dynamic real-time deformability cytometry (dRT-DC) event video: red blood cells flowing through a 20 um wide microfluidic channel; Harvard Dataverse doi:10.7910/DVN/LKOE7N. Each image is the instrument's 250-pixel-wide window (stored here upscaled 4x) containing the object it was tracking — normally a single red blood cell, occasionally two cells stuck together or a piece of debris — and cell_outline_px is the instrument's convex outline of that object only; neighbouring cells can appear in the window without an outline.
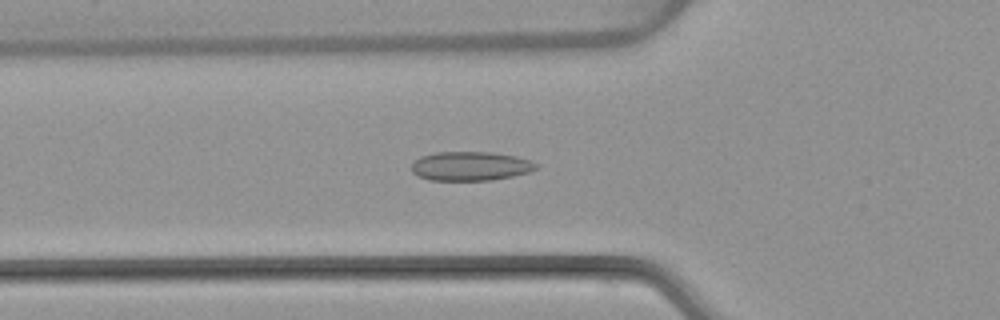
{"species": "common noctule bat (a hibernating species)", "species_latin": "Nyctalus noctula", "temperature_condition": "warm", "stored_images_in_passage": 51, "camera_frame_rate_fps": 3000, "um_per_image_px": 0.085, "animal": {"sex": "female", "body_mass_g": 22.7, "forearm_length_mm": 54.2}, "frame": {"image": 1, "passage_image": 17, "time_ms": 5.333, "image_size_px": [1000, 320], "cell_outline_px": [[540, 164], [536, 168], [528, 172], [512, 176], [492, 180], [428, 180], [412, 172], [412, 164], [420, 156], [436, 152], [492, 152], [516, 156], [532, 160]], "centroid_in_image_um": [40.02, 14.11], "position_along_channel_um": 85.8, "area_um2": 21.15}}
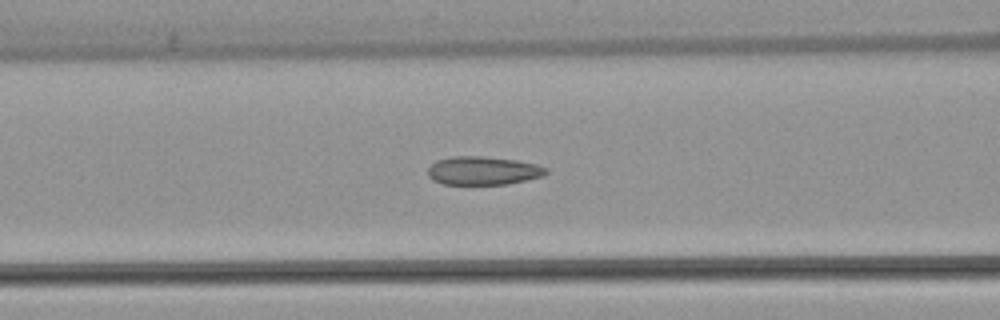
{"frame": {"image": 2, "passage_image": 20, "time_ms": 6.333, "image_size_px": [1000, 320], "cell_outline_px": [[548, 172], [544, 176], [508, 184], [444, 184], [432, 180], [428, 176], [428, 168], [436, 160], [452, 156], [484, 156], [516, 160], [536, 164], [548, 168]], "centroid_in_image_um": [41.07, 14.5], "position_along_channel_um": 125.5, "area_um2": 19.71}}
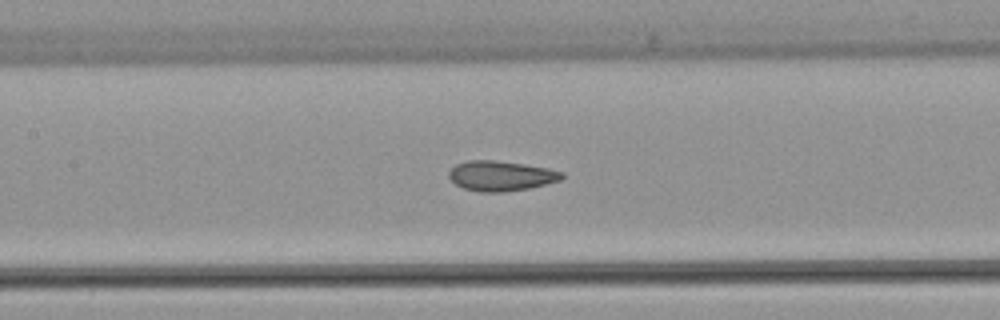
{"frame": {"image": 3, "passage_image": 23, "time_ms": 7.333, "image_size_px": [1000, 320], "cell_outline_px": [[564, 176], [560, 180], [528, 188], [504, 192], [480, 192], [464, 188], [456, 184], [448, 176], [448, 172], [456, 164], [468, 160], [496, 160], [524, 164], [548, 168], [564, 172]], "centroid_in_image_um": [42.57, 14.94], "position_along_channel_um": 164.8, "area_um2": 19.71}, "authors_computed_cell_mechanics": {"area_um2": 20.3456, "velocity_mm_per_s": 3.9166, "shape_relaxation_time_tau1_ms": null, "shape_relaxation_time_tau2_ms": 1.803, "deformation_change_tau1": null, "deformation_change_tau2": 0.0777}}